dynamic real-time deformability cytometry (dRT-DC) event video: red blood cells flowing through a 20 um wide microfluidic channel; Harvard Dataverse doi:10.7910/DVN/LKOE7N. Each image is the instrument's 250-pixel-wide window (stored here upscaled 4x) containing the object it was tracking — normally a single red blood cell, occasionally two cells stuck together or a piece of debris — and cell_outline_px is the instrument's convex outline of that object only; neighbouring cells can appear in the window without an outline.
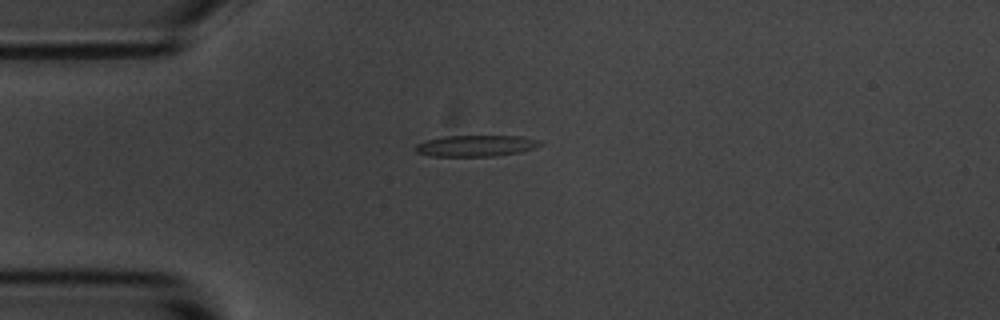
{"species": "common noctule bat (a hibernating species)", "species_latin": "Nyctalus noctula", "temperature_condition": "room temperature", "stored_images_in_passage": 6, "camera_frame_rate_fps": 3000, "um_per_image_px": 0.085, "animal": {"sex": "male", "body_mass_g": 20.1, "forearm_length_mm": 53.5}, "frame": {"image": 1, "passage_image": 1, "time_ms": 0.0, "image_size_px": [1000, 320], "cell_outline_px": [[544, 144], [520, 152], [492, 156], [432, 156], [416, 152], [416, 144], [428, 140], [444, 136], [524, 136], [540, 140]], "centroid_in_image_um": [40.49, 12.38], "position_along_channel_um": 44.5, "area_um2": 15.32}}
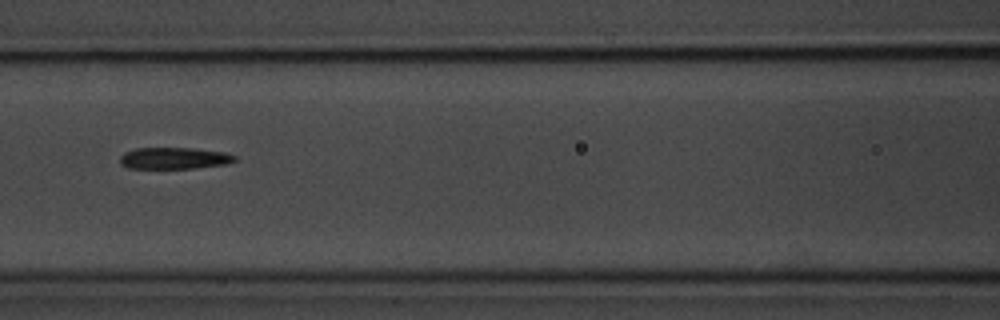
{"frame": {"image": 2, "passage_image": 4, "time_ms": 3.333, "image_size_px": [1000, 320], "cell_outline_px": [[236, 160], [228, 164], [196, 168], [128, 168], [120, 164], [120, 156], [124, 152], [136, 148], [192, 148], [224, 152], [236, 156]], "centroid_in_image_um": [14.8, 13.45], "position_along_channel_um": 151.8, "area_um2": 14.51}}
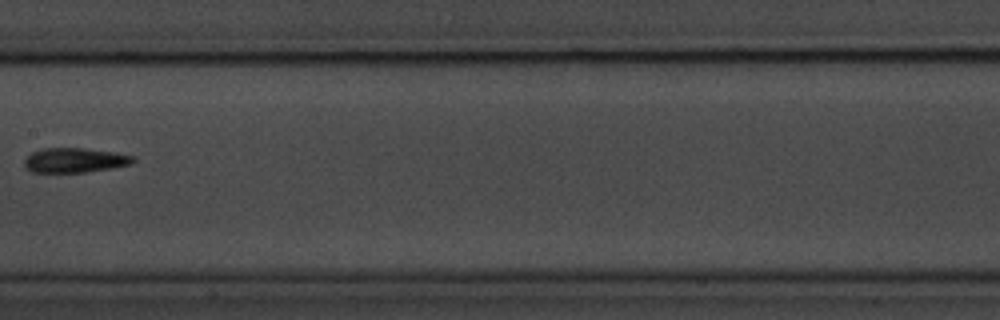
{"frame": {"image": 3, "passage_image": 5, "time_ms": 4.667, "image_size_px": [1000, 320], "cell_outline_px": [[136, 160], [132, 164], [112, 168], [88, 172], [32, 172], [24, 168], [24, 160], [32, 152], [44, 148], [84, 148], [112, 152], [132, 156]], "centroid_in_image_um": [6.33, 13.63], "position_along_channel_um": 201.1, "area_um2": 15.61}}